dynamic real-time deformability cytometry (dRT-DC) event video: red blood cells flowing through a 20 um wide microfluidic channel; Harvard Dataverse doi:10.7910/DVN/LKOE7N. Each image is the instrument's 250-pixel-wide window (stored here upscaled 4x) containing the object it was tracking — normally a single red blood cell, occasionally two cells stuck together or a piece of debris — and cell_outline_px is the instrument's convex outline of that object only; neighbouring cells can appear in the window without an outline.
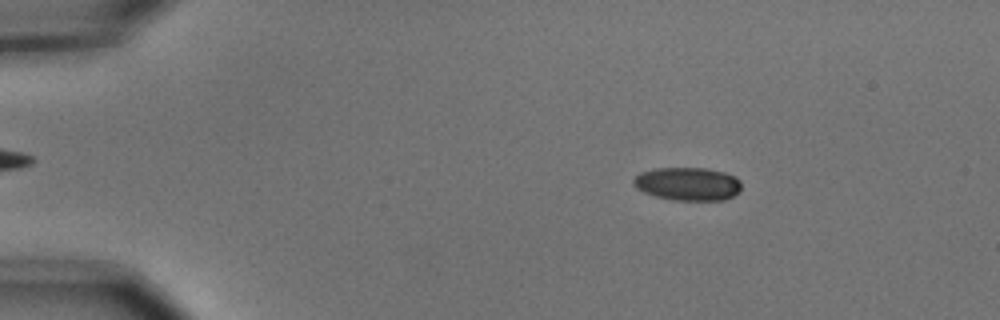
{"species": "common noctule bat (a hibernating species)", "species_latin": "Nyctalus noctula", "temperature_condition": "cold", "stored_images_in_passage": 5, "camera_frame_rate_fps": 3000, "um_per_image_px": 0.085, "animal": {"sex": "male", "body_mass_g": 15.6}, "frame": {"image": 1, "passage_image": 2, "time_ms": 0.333, "image_size_px": [1000, 320], "cell_outline_px": [[740, 192], [724, 200], [672, 200], [656, 196], [644, 192], [636, 188], [632, 184], [632, 180], [640, 172], [656, 168], [708, 168], [724, 172], [736, 176], [740, 180]], "centroid_in_image_um": [58.46, 15.62], "position_along_channel_um": 26.5, "area_um2": 21.04}}
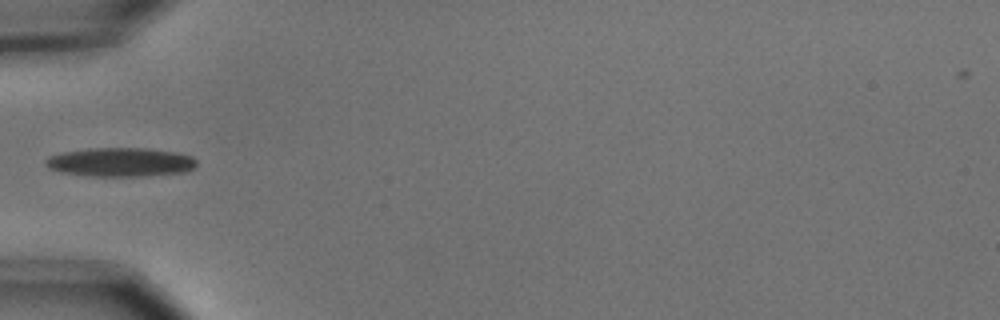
{"frame": {"image": 2, "passage_image": 5, "time_ms": 1.333, "image_size_px": [1000, 320], "cell_outline_px": [[196, 164], [188, 172], [148, 176], [88, 176], [60, 172], [48, 168], [44, 164], [44, 160], [48, 156], [64, 152], [88, 148], [148, 148], [176, 152], [192, 156], [196, 160]], "centroid_in_image_um": [10.23, 13.79], "position_along_channel_um": 74.8, "area_um2": 25.78}}